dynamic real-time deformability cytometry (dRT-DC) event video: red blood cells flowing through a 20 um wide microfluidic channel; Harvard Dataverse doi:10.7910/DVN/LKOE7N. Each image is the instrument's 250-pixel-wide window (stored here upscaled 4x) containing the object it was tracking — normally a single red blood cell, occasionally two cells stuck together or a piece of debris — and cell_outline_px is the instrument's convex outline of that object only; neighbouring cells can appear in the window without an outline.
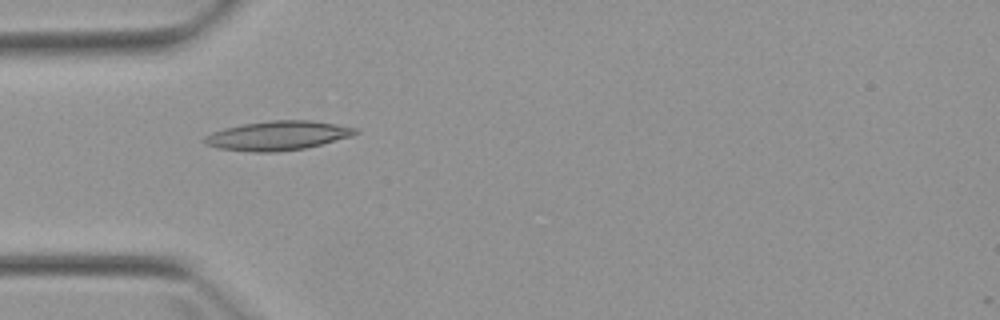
{"species": "Egyptian fruit bat (a non-hibernating species)", "species_latin": "Rousettus aegyptiacus", "temperature_condition": "warm", "stored_images_in_passage": 2, "camera_frame_rate_fps": 3000, "um_per_image_px": 0.085, "animal": {"sex": "female"}, "frame": {"image": 1, "passage_image": 1, "time_ms": 0.0, "image_size_px": [1000, 320], "cell_outline_px": [[360, 132], [352, 136], [304, 148], [276, 152], [252, 152], [216, 148], [204, 144], [200, 140], [204, 136], [212, 132], [224, 128], [244, 124], [272, 120], [312, 120], [360, 128]], "centroid_in_image_um": [23.58, 11.52], "position_along_channel_um": 61.4, "area_um2": 25.89}}